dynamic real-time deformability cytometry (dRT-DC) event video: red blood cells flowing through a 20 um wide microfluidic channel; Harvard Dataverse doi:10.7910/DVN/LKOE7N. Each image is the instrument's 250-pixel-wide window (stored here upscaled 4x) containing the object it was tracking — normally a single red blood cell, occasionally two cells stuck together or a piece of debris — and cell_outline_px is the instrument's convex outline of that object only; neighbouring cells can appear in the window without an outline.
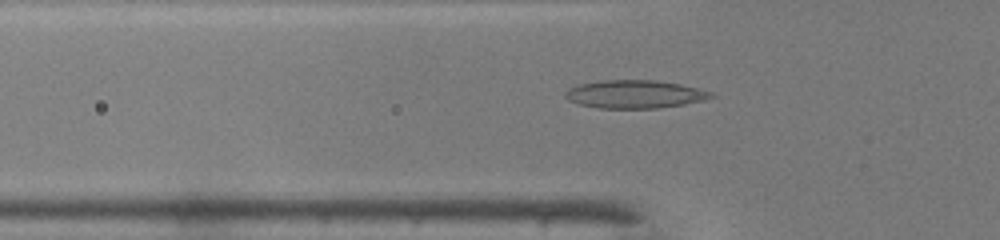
{"species": "common noctule bat (a hibernating species)", "species_latin": "Nyctalus noctula", "temperature_condition": "warm", "stored_images_in_passage": 37, "camera_frame_rate_fps": 3000, "um_per_image_px": 0.085, "animal": {"sex": "male", "body_mass_g": 19.0, "forearm_length_mm": 50.8}, "frame": {"image": 1, "passage_image": 6, "time_ms": 1.667, "image_size_px": [1000, 240], "cell_outline_px": [[716, 96], [704, 100], [684, 104], [656, 108], [600, 108], [580, 104], [568, 100], [564, 96], [564, 92], [568, 88], [580, 84], [600, 80], [656, 80], [680, 84], [712, 92]], "centroid_in_image_um": [53.94, 8.0], "position_along_channel_um": 71.9, "area_um2": 23.81}}
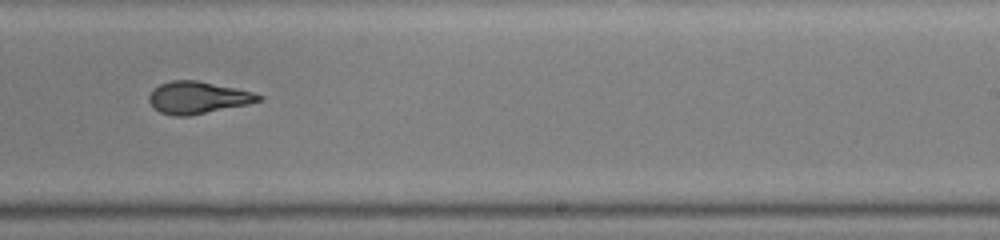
{"frame": {"image": 2, "passage_image": 20, "time_ms": 6.333, "image_size_px": [1000, 240], "cell_outline_px": [[264, 100], [248, 104], [188, 116], [172, 116], [160, 112], [148, 100], [148, 96], [160, 84], [172, 80], [196, 80], [236, 88], [252, 92], [264, 96]], "centroid_in_image_um": [16.84, 8.3], "position_along_channel_um": 272.2, "area_um2": 20.35}}
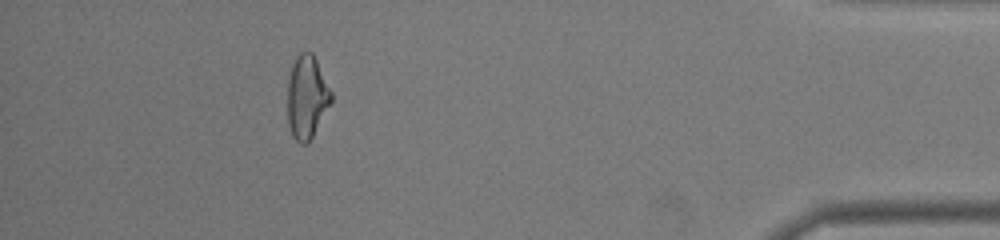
{"frame": {"image": 3, "passage_image": 33, "time_ms": 10.667, "image_size_px": [1000, 240], "cell_outline_px": [[332, 100], [312, 136], [304, 144], [300, 144], [292, 136], [288, 124], [288, 76], [292, 64], [296, 56], [300, 52], [312, 52], [332, 92]], "centroid_in_image_um": [26.06, 8.22], "position_along_channel_um": 409.1, "area_um2": 20.92}, "authors_computed_cell_mechanics": {"area_um2": 21.097, "velocity_mm_per_s": 4.3049, "shape_relaxation_time_tau1_ms": null, "shape_relaxation_time_tau2_ms": 1.2878, "deformation_change_tau1": null, "deformation_change_tau2": 0.0886}}